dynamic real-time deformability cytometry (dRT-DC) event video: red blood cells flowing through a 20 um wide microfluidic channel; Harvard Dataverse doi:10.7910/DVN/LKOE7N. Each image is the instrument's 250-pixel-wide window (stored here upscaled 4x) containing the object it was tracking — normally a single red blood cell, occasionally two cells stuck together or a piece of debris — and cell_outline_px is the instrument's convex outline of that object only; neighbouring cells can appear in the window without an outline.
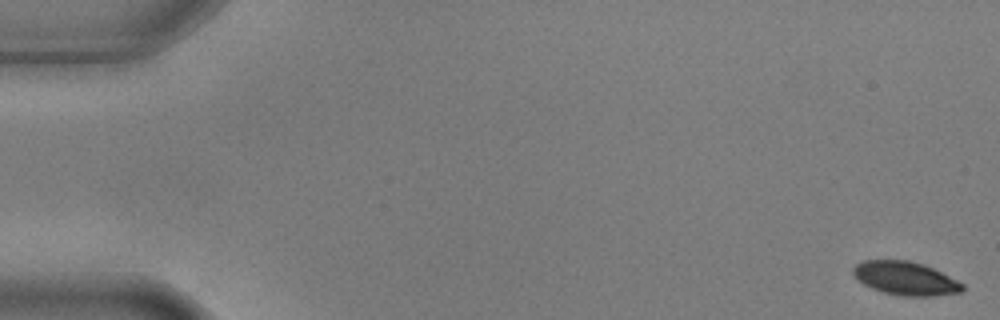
{"species": "common noctule bat (a hibernating species)", "species_latin": "Nyctalus noctula", "temperature_condition": "warm", "stored_images_in_passage": 5, "camera_frame_rate_fps": 3000, "um_per_image_px": 0.085, "animal": {"sex": "male", "body_mass_g": 17.9, "forearm_length_mm": 54.2}, "frame": {"image": 1, "passage_image": 1, "time_ms": 0.0, "image_size_px": [1000, 320], "cell_outline_px": [[964, 288], [960, 292], [936, 296], [904, 296], [884, 292], [872, 288], [856, 280], [852, 276], [852, 268], [856, 264], [864, 260], [908, 260], [924, 264], [964, 284]], "centroid_in_image_um": [76.92, 23.65], "position_along_channel_um": 8.1, "area_um2": 21.33}}
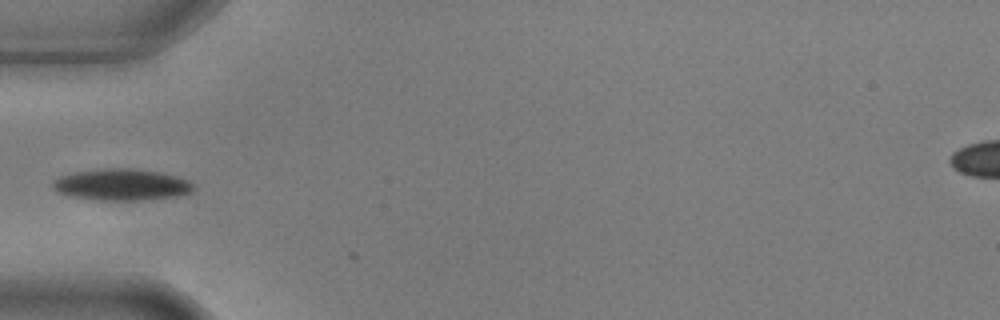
{"frame": {"image": 2, "passage_image": 5, "time_ms": 1.333, "image_size_px": [1000, 320], "cell_outline_px": [[192, 192], [176, 196], [140, 200], [96, 200], [72, 196], [60, 192], [52, 188], [52, 180], [60, 176], [72, 172], [100, 168], [128, 168], [156, 172], [176, 176], [188, 180], [192, 184]], "centroid_in_image_um": [10.28, 15.69], "position_along_channel_um": 74.7, "area_um2": 25.66}}